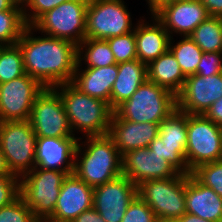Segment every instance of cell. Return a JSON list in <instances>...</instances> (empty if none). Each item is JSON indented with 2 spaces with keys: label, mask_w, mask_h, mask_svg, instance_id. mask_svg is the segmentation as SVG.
Masks as SVG:
<instances>
[{
  "label": "cell",
  "mask_w": 222,
  "mask_h": 222,
  "mask_svg": "<svg viewBox=\"0 0 222 222\" xmlns=\"http://www.w3.org/2000/svg\"><path fill=\"white\" fill-rule=\"evenodd\" d=\"M34 32L32 26H27L16 42L22 52L25 73L45 88L71 83L78 62V46L45 34L35 36Z\"/></svg>",
  "instance_id": "6da1fadb"
},
{
  "label": "cell",
  "mask_w": 222,
  "mask_h": 222,
  "mask_svg": "<svg viewBox=\"0 0 222 222\" xmlns=\"http://www.w3.org/2000/svg\"><path fill=\"white\" fill-rule=\"evenodd\" d=\"M83 138L86 139L81 142ZM73 173L93 188L121 176L122 156L113 139L108 134L80 136L75 151Z\"/></svg>",
  "instance_id": "7a4b0ae2"
},
{
  "label": "cell",
  "mask_w": 222,
  "mask_h": 222,
  "mask_svg": "<svg viewBox=\"0 0 222 222\" xmlns=\"http://www.w3.org/2000/svg\"><path fill=\"white\" fill-rule=\"evenodd\" d=\"M60 95L71 130L82 136H103L109 133L114 110L101 99L80 92L71 83L53 87Z\"/></svg>",
  "instance_id": "3957f363"
},
{
  "label": "cell",
  "mask_w": 222,
  "mask_h": 222,
  "mask_svg": "<svg viewBox=\"0 0 222 222\" xmlns=\"http://www.w3.org/2000/svg\"><path fill=\"white\" fill-rule=\"evenodd\" d=\"M177 109V96L158 84L146 80L114 112L136 123H161Z\"/></svg>",
  "instance_id": "277c9868"
},
{
  "label": "cell",
  "mask_w": 222,
  "mask_h": 222,
  "mask_svg": "<svg viewBox=\"0 0 222 222\" xmlns=\"http://www.w3.org/2000/svg\"><path fill=\"white\" fill-rule=\"evenodd\" d=\"M36 140L28 120L0 122V149L9 170L19 178L36 167Z\"/></svg>",
  "instance_id": "5b68a950"
},
{
  "label": "cell",
  "mask_w": 222,
  "mask_h": 222,
  "mask_svg": "<svg viewBox=\"0 0 222 222\" xmlns=\"http://www.w3.org/2000/svg\"><path fill=\"white\" fill-rule=\"evenodd\" d=\"M68 173L35 167L20 179V196L37 219L50 217Z\"/></svg>",
  "instance_id": "8992f818"
},
{
  "label": "cell",
  "mask_w": 222,
  "mask_h": 222,
  "mask_svg": "<svg viewBox=\"0 0 222 222\" xmlns=\"http://www.w3.org/2000/svg\"><path fill=\"white\" fill-rule=\"evenodd\" d=\"M89 0H68L40 16L31 26L41 34L79 45L85 39Z\"/></svg>",
  "instance_id": "52a82bcc"
},
{
  "label": "cell",
  "mask_w": 222,
  "mask_h": 222,
  "mask_svg": "<svg viewBox=\"0 0 222 222\" xmlns=\"http://www.w3.org/2000/svg\"><path fill=\"white\" fill-rule=\"evenodd\" d=\"M186 174L173 178L147 180L137 186V195L156 217L179 219L186 213Z\"/></svg>",
  "instance_id": "ba28073f"
},
{
  "label": "cell",
  "mask_w": 222,
  "mask_h": 222,
  "mask_svg": "<svg viewBox=\"0 0 222 222\" xmlns=\"http://www.w3.org/2000/svg\"><path fill=\"white\" fill-rule=\"evenodd\" d=\"M222 159V127L203 114H187L186 164L198 166Z\"/></svg>",
  "instance_id": "9c48e42d"
},
{
  "label": "cell",
  "mask_w": 222,
  "mask_h": 222,
  "mask_svg": "<svg viewBox=\"0 0 222 222\" xmlns=\"http://www.w3.org/2000/svg\"><path fill=\"white\" fill-rule=\"evenodd\" d=\"M123 0H89L85 38L107 40L134 30Z\"/></svg>",
  "instance_id": "30bf717a"
},
{
  "label": "cell",
  "mask_w": 222,
  "mask_h": 222,
  "mask_svg": "<svg viewBox=\"0 0 222 222\" xmlns=\"http://www.w3.org/2000/svg\"><path fill=\"white\" fill-rule=\"evenodd\" d=\"M37 137L70 138L74 136L59 93L46 87L37 96L28 120Z\"/></svg>",
  "instance_id": "8fae6325"
},
{
  "label": "cell",
  "mask_w": 222,
  "mask_h": 222,
  "mask_svg": "<svg viewBox=\"0 0 222 222\" xmlns=\"http://www.w3.org/2000/svg\"><path fill=\"white\" fill-rule=\"evenodd\" d=\"M44 86L27 73L0 84V122L29 120L33 104Z\"/></svg>",
  "instance_id": "7c38bea8"
},
{
  "label": "cell",
  "mask_w": 222,
  "mask_h": 222,
  "mask_svg": "<svg viewBox=\"0 0 222 222\" xmlns=\"http://www.w3.org/2000/svg\"><path fill=\"white\" fill-rule=\"evenodd\" d=\"M137 196V186L123 174L94 187L93 208L105 222H121L129 204Z\"/></svg>",
  "instance_id": "4fadbf2b"
},
{
  "label": "cell",
  "mask_w": 222,
  "mask_h": 222,
  "mask_svg": "<svg viewBox=\"0 0 222 222\" xmlns=\"http://www.w3.org/2000/svg\"><path fill=\"white\" fill-rule=\"evenodd\" d=\"M150 14L165 27L171 38L175 33L180 37L189 36L210 16L200 0H171Z\"/></svg>",
  "instance_id": "5bb4252c"
},
{
  "label": "cell",
  "mask_w": 222,
  "mask_h": 222,
  "mask_svg": "<svg viewBox=\"0 0 222 222\" xmlns=\"http://www.w3.org/2000/svg\"><path fill=\"white\" fill-rule=\"evenodd\" d=\"M222 97V73L211 76L192 74L186 77L177 95V109L187 114H204Z\"/></svg>",
  "instance_id": "9a60e30c"
},
{
  "label": "cell",
  "mask_w": 222,
  "mask_h": 222,
  "mask_svg": "<svg viewBox=\"0 0 222 222\" xmlns=\"http://www.w3.org/2000/svg\"><path fill=\"white\" fill-rule=\"evenodd\" d=\"M179 172L159 154L147 148L131 150L122 156V174L136 186L147 180L175 177Z\"/></svg>",
  "instance_id": "2e32d148"
},
{
  "label": "cell",
  "mask_w": 222,
  "mask_h": 222,
  "mask_svg": "<svg viewBox=\"0 0 222 222\" xmlns=\"http://www.w3.org/2000/svg\"><path fill=\"white\" fill-rule=\"evenodd\" d=\"M94 188L85 184L74 173L68 174L61 186L53 214L50 218L72 222L82 212L93 208Z\"/></svg>",
  "instance_id": "e0dca14e"
},
{
  "label": "cell",
  "mask_w": 222,
  "mask_h": 222,
  "mask_svg": "<svg viewBox=\"0 0 222 222\" xmlns=\"http://www.w3.org/2000/svg\"><path fill=\"white\" fill-rule=\"evenodd\" d=\"M159 124L124 120L114 112L108 135L113 139L120 155L123 156L131 150L147 148L159 135Z\"/></svg>",
  "instance_id": "ac0fdd59"
},
{
  "label": "cell",
  "mask_w": 222,
  "mask_h": 222,
  "mask_svg": "<svg viewBox=\"0 0 222 222\" xmlns=\"http://www.w3.org/2000/svg\"><path fill=\"white\" fill-rule=\"evenodd\" d=\"M79 137H37L36 167L73 173Z\"/></svg>",
  "instance_id": "d6986e66"
},
{
  "label": "cell",
  "mask_w": 222,
  "mask_h": 222,
  "mask_svg": "<svg viewBox=\"0 0 222 222\" xmlns=\"http://www.w3.org/2000/svg\"><path fill=\"white\" fill-rule=\"evenodd\" d=\"M150 23L141 18L134 25L137 59L146 65L167 52L171 40L165 27L152 14Z\"/></svg>",
  "instance_id": "ffe728a7"
},
{
  "label": "cell",
  "mask_w": 222,
  "mask_h": 222,
  "mask_svg": "<svg viewBox=\"0 0 222 222\" xmlns=\"http://www.w3.org/2000/svg\"><path fill=\"white\" fill-rule=\"evenodd\" d=\"M185 197L187 213L211 222H222V197L192 174L186 175Z\"/></svg>",
  "instance_id": "44dd1931"
},
{
  "label": "cell",
  "mask_w": 222,
  "mask_h": 222,
  "mask_svg": "<svg viewBox=\"0 0 222 222\" xmlns=\"http://www.w3.org/2000/svg\"><path fill=\"white\" fill-rule=\"evenodd\" d=\"M76 66L71 84L80 92L110 104L111 90L118 75V64L105 67Z\"/></svg>",
  "instance_id": "7402d4cb"
},
{
  "label": "cell",
  "mask_w": 222,
  "mask_h": 222,
  "mask_svg": "<svg viewBox=\"0 0 222 222\" xmlns=\"http://www.w3.org/2000/svg\"><path fill=\"white\" fill-rule=\"evenodd\" d=\"M147 80V65L135 59L118 63V75L114 81L110 106L115 110L120 104L128 100L132 94Z\"/></svg>",
  "instance_id": "603a6c76"
},
{
  "label": "cell",
  "mask_w": 222,
  "mask_h": 222,
  "mask_svg": "<svg viewBox=\"0 0 222 222\" xmlns=\"http://www.w3.org/2000/svg\"><path fill=\"white\" fill-rule=\"evenodd\" d=\"M185 79L186 76L170 50L147 65V80L164 87L176 96L183 89Z\"/></svg>",
  "instance_id": "cb8c5ba5"
},
{
  "label": "cell",
  "mask_w": 222,
  "mask_h": 222,
  "mask_svg": "<svg viewBox=\"0 0 222 222\" xmlns=\"http://www.w3.org/2000/svg\"><path fill=\"white\" fill-rule=\"evenodd\" d=\"M168 148L179 151L186 159L187 146V113L176 109L159 124V135Z\"/></svg>",
  "instance_id": "d4e9b609"
},
{
  "label": "cell",
  "mask_w": 222,
  "mask_h": 222,
  "mask_svg": "<svg viewBox=\"0 0 222 222\" xmlns=\"http://www.w3.org/2000/svg\"><path fill=\"white\" fill-rule=\"evenodd\" d=\"M77 65L96 68L117 64L107 40L85 38L78 45ZM83 62V63H82Z\"/></svg>",
  "instance_id": "484cf974"
},
{
  "label": "cell",
  "mask_w": 222,
  "mask_h": 222,
  "mask_svg": "<svg viewBox=\"0 0 222 222\" xmlns=\"http://www.w3.org/2000/svg\"><path fill=\"white\" fill-rule=\"evenodd\" d=\"M189 36L203 52H222V17L209 16Z\"/></svg>",
  "instance_id": "4316f807"
},
{
  "label": "cell",
  "mask_w": 222,
  "mask_h": 222,
  "mask_svg": "<svg viewBox=\"0 0 222 222\" xmlns=\"http://www.w3.org/2000/svg\"><path fill=\"white\" fill-rule=\"evenodd\" d=\"M181 38L175 44V40L172 37L169 43V50L173 53L183 74L187 77L196 74L203 51L190 36H182Z\"/></svg>",
  "instance_id": "83f0119b"
},
{
  "label": "cell",
  "mask_w": 222,
  "mask_h": 222,
  "mask_svg": "<svg viewBox=\"0 0 222 222\" xmlns=\"http://www.w3.org/2000/svg\"><path fill=\"white\" fill-rule=\"evenodd\" d=\"M26 27L23 10L0 11V44H16Z\"/></svg>",
  "instance_id": "f1b7e54d"
},
{
  "label": "cell",
  "mask_w": 222,
  "mask_h": 222,
  "mask_svg": "<svg viewBox=\"0 0 222 222\" xmlns=\"http://www.w3.org/2000/svg\"><path fill=\"white\" fill-rule=\"evenodd\" d=\"M25 74L22 52L17 44L0 49V84Z\"/></svg>",
  "instance_id": "f546056e"
},
{
  "label": "cell",
  "mask_w": 222,
  "mask_h": 222,
  "mask_svg": "<svg viewBox=\"0 0 222 222\" xmlns=\"http://www.w3.org/2000/svg\"><path fill=\"white\" fill-rule=\"evenodd\" d=\"M191 174L222 197V159L200 165Z\"/></svg>",
  "instance_id": "4dcf8cb0"
},
{
  "label": "cell",
  "mask_w": 222,
  "mask_h": 222,
  "mask_svg": "<svg viewBox=\"0 0 222 222\" xmlns=\"http://www.w3.org/2000/svg\"><path fill=\"white\" fill-rule=\"evenodd\" d=\"M114 54L116 63L129 62L137 59L135 32L107 39Z\"/></svg>",
  "instance_id": "1f68e13d"
},
{
  "label": "cell",
  "mask_w": 222,
  "mask_h": 222,
  "mask_svg": "<svg viewBox=\"0 0 222 222\" xmlns=\"http://www.w3.org/2000/svg\"><path fill=\"white\" fill-rule=\"evenodd\" d=\"M37 220L21 196L0 208V222H37Z\"/></svg>",
  "instance_id": "d6a6232c"
},
{
  "label": "cell",
  "mask_w": 222,
  "mask_h": 222,
  "mask_svg": "<svg viewBox=\"0 0 222 222\" xmlns=\"http://www.w3.org/2000/svg\"><path fill=\"white\" fill-rule=\"evenodd\" d=\"M149 151H153L159 154L163 159H165L169 164L174 167L179 173L186 175L191 174L185 157L176 149L168 148L162 143L161 138L157 136L148 146Z\"/></svg>",
  "instance_id": "836d02e7"
},
{
  "label": "cell",
  "mask_w": 222,
  "mask_h": 222,
  "mask_svg": "<svg viewBox=\"0 0 222 222\" xmlns=\"http://www.w3.org/2000/svg\"><path fill=\"white\" fill-rule=\"evenodd\" d=\"M67 1L68 0H27L23 6V17L26 25L31 26L44 13Z\"/></svg>",
  "instance_id": "e575fe53"
},
{
  "label": "cell",
  "mask_w": 222,
  "mask_h": 222,
  "mask_svg": "<svg viewBox=\"0 0 222 222\" xmlns=\"http://www.w3.org/2000/svg\"><path fill=\"white\" fill-rule=\"evenodd\" d=\"M153 210L137 195L129 204L121 222H154Z\"/></svg>",
  "instance_id": "d590c367"
},
{
  "label": "cell",
  "mask_w": 222,
  "mask_h": 222,
  "mask_svg": "<svg viewBox=\"0 0 222 222\" xmlns=\"http://www.w3.org/2000/svg\"><path fill=\"white\" fill-rule=\"evenodd\" d=\"M20 196L18 176H0V208L9 205Z\"/></svg>",
  "instance_id": "8d00e7d4"
},
{
  "label": "cell",
  "mask_w": 222,
  "mask_h": 222,
  "mask_svg": "<svg viewBox=\"0 0 222 222\" xmlns=\"http://www.w3.org/2000/svg\"><path fill=\"white\" fill-rule=\"evenodd\" d=\"M222 73V52H203L196 74L211 76Z\"/></svg>",
  "instance_id": "74e56055"
},
{
  "label": "cell",
  "mask_w": 222,
  "mask_h": 222,
  "mask_svg": "<svg viewBox=\"0 0 222 222\" xmlns=\"http://www.w3.org/2000/svg\"><path fill=\"white\" fill-rule=\"evenodd\" d=\"M203 115L222 127V97L215 101Z\"/></svg>",
  "instance_id": "f35d334b"
},
{
  "label": "cell",
  "mask_w": 222,
  "mask_h": 222,
  "mask_svg": "<svg viewBox=\"0 0 222 222\" xmlns=\"http://www.w3.org/2000/svg\"><path fill=\"white\" fill-rule=\"evenodd\" d=\"M72 222H105L101 215L94 209L82 212Z\"/></svg>",
  "instance_id": "ab89813d"
},
{
  "label": "cell",
  "mask_w": 222,
  "mask_h": 222,
  "mask_svg": "<svg viewBox=\"0 0 222 222\" xmlns=\"http://www.w3.org/2000/svg\"><path fill=\"white\" fill-rule=\"evenodd\" d=\"M210 16L222 17V0H200Z\"/></svg>",
  "instance_id": "60d3db41"
},
{
  "label": "cell",
  "mask_w": 222,
  "mask_h": 222,
  "mask_svg": "<svg viewBox=\"0 0 222 222\" xmlns=\"http://www.w3.org/2000/svg\"><path fill=\"white\" fill-rule=\"evenodd\" d=\"M6 10H23V7L16 5L12 0H0V11Z\"/></svg>",
  "instance_id": "b9f144b4"
},
{
  "label": "cell",
  "mask_w": 222,
  "mask_h": 222,
  "mask_svg": "<svg viewBox=\"0 0 222 222\" xmlns=\"http://www.w3.org/2000/svg\"><path fill=\"white\" fill-rule=\"evenodd\" d=\"M0 176H16L11 173L9 170L5 156L2 154V151L0 149Z\"/></svg>",
  "instance_id": "7bdbcfd3"
},
{
  "label": "cell",
  "mask_w": 222,
  "mask_h": 222,
  "mask_svg": "<svg viewBox=\"0 0 222 222\" xmlns=\"http://www.w3.org/2000/svg\"><path fill=\"white\" fill-rule=\"evenodd\" d=\"M177 221L178 222H211L203 218H200L196 215L187 213V212L184 215H182L179 219H177Z\"/></svg>",
  "instance_id": "ee69618b"
},
{
  "label": "cell",
  "mask_w": 222,
  "mask_h": 222,
  "mask_svg": "<svg viewBox=\"0 0 222 222\" xmlns=\"http://www.w3.org/2000/svg\"><path fill=\"white\" fill-rule=\"evenodd\" d=\"M149 6L148 10L152 13L155 11L161 4L171 1V0H146Z\"/></svg>",
  "instance_id": "f6af8a7d"
},
{
  "label": "cell",
  "mask_w": 222,
  "mask_h": 222,
  "mask_svg": "<svg viewBox=\"0 0 222 222\" xmlns=\"http://www.w3.org/2000/svg\"><path fill=\"white\" fill-rule=\"evenodd\" d=\"M154 222H178V221H177V219H168V218L156 217Z\"/></svg>",
  "instance_id": "bcb514c9"
},
{
  "label": "cell",
  "mask_w": 222,
  "mask_h": 222,
  "mask_svg": "<svg viewBox=\"0 0 222 222\" xmlns=\"http://www.w3.org/2000/svg\"><path fill=\"white\" fill-rule=\"evenodd\" d=\"M37 222H63V221H57V220H54L50 217H46V218L38 219Z\"/></svg>",
  "instance_id": "7dc6e473"
},
{
  "label": "cell",
  "mask_w": 222,
  "mask_h": 222,
  "mask_svg": "<svg viewBox=\"0 0 222 222\" xmlns=\"http://www.w3.org/2000/svg\"><path fill=\"white\" fill-rule=\"evenodd\" d=\"M16 5L24 6L27 0H12Z\"/></svg>",
  "instance_id": "c3c4849f"
}]
</instances>
